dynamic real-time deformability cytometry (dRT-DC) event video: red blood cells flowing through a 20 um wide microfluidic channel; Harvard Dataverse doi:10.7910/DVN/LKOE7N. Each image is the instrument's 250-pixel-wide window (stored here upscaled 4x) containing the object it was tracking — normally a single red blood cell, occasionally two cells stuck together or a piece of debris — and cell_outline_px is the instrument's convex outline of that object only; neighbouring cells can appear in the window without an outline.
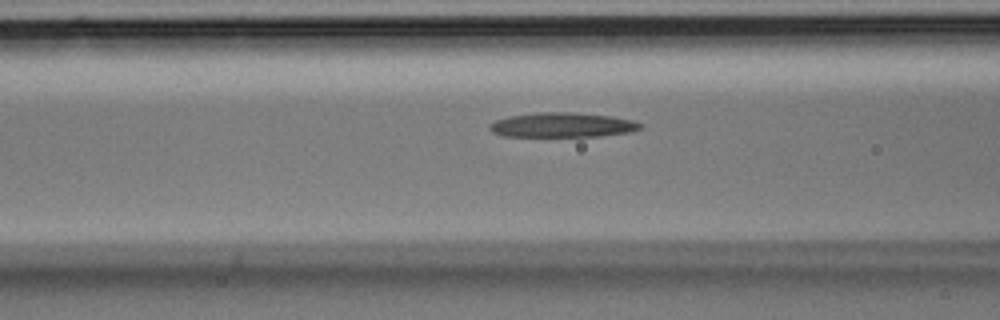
{"species": "Egyptian fruit bat (a non-hibernating species)", "species_latin": "Rousettus aegyptiacus", "temperature_condition": "room temperature", "stored_images_in_passage": 27, "camera_frame_rate_fps": 3000, "um_per_image_px": 0.085, "animal": {"sex": "male"}, "frame": {"image": 1, "passage_image": 11, "time_ms": 3.333, "image_size_px": [1000, 320], "cell_outline_px": [[640, 128], [632, 132], [600, 136], [504, 136], [492, 132], [488, 128], [488, 124], [496, 120], [508, 116], [536, 112], [572, 112], [612, 116], [632, 120], [640, 124]], "centroid_in_image_um": [47.76, 10.62], "position_along_channel_um": 118.8, "area_um2": 21.68}}
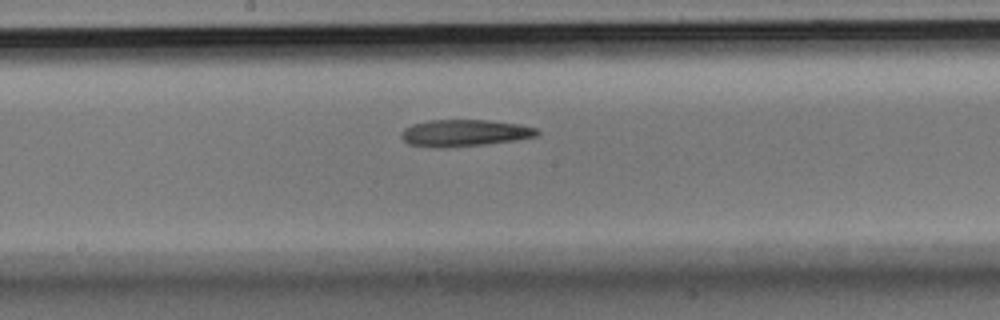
{"frame": {"image": 2, "passage_image": 16, "time_ms": 5.0, "image_size_px": [1000, 320], "cell_outline_px": [[540, 132], [536, 136], [516, 140], [484, 144], [448, 148], [432, 148], [408, 144], [400, 136], [400, 132], [404, 128], [412, 124], [428, 120], [488, 120], [520, 124], [536, 128]], "centroid_in_image_um": [39.43, 11.31], "position_along_channel_um": 208.8, "area_um2": 21.44}}
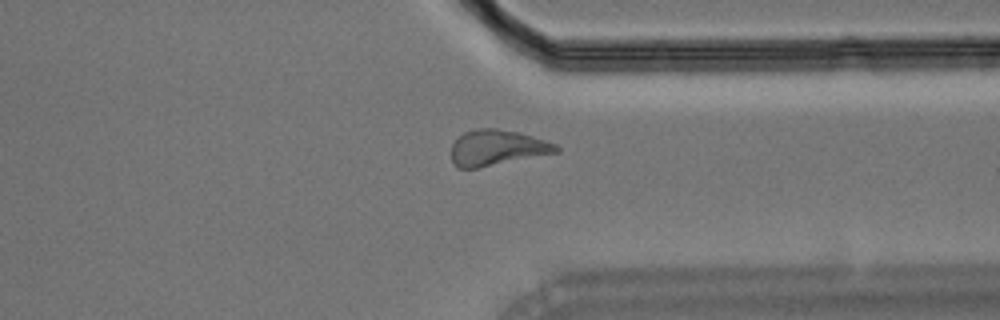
{"frame": {"image": 3, "passage_image": 25, "time_ms": 8.0, "image_size_px": [1000, 320], "cell_outline_px": [[560, 152], [476, 168], [456, 168], [452, 164], [452, 144], [464, 132], [476, 128], [496, 128], [516, 132], [532, 136], [556, 144], [560, 148]], "centroid_in_image_um": [42.24, 12.56], "position_along_channel_um": 369.2, "area_um2": 21.68}}